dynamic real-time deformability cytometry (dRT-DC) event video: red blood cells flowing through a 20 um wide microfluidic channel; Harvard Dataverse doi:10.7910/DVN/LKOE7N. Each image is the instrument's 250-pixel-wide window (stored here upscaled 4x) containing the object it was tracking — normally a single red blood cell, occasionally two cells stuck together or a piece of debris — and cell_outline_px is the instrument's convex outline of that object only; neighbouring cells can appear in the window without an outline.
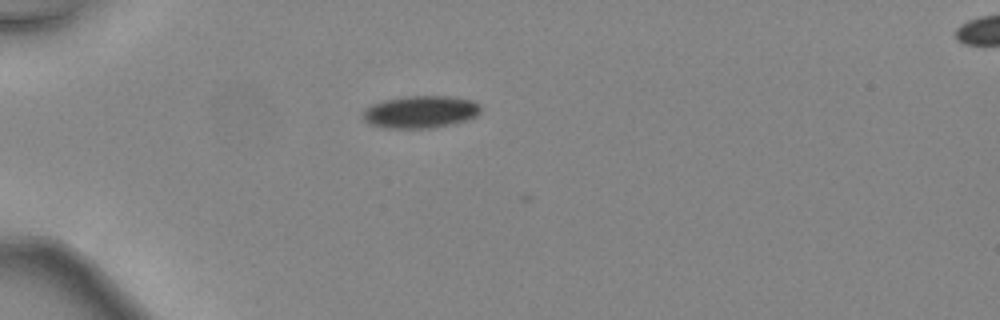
{"species": "common noctule bat (a hibernating species)", "species_latin": "Nyctalus noctula", "temperature_condition": "warm", "stored_images_in_passage": 3, "camera_frame_rate_fps": 3000, "um_per_image_px": 0.085, "animal": {"sex": "female", "body_mass_g": 24.6, "forearm_length_mm": 56.2}, "frame": {"image": 1, "passage_image": 2, "time_ms": 0.333, "image_size_px": [1000, 320], "cell_outline_px": [[480, 112], [476, 116], [468, 120], [452, 124], [428, 128], [388, 128], [368, 124], [360, 116], [360, 112], [364, 108], [372, 104], [384, 100], [404, 96], [448, 96], [476, 100], [480, 104]], "centroid_in_image_um": [35.72, 9.5], "position_along_channel_um": 49.3, "area_um2": 22.6}}